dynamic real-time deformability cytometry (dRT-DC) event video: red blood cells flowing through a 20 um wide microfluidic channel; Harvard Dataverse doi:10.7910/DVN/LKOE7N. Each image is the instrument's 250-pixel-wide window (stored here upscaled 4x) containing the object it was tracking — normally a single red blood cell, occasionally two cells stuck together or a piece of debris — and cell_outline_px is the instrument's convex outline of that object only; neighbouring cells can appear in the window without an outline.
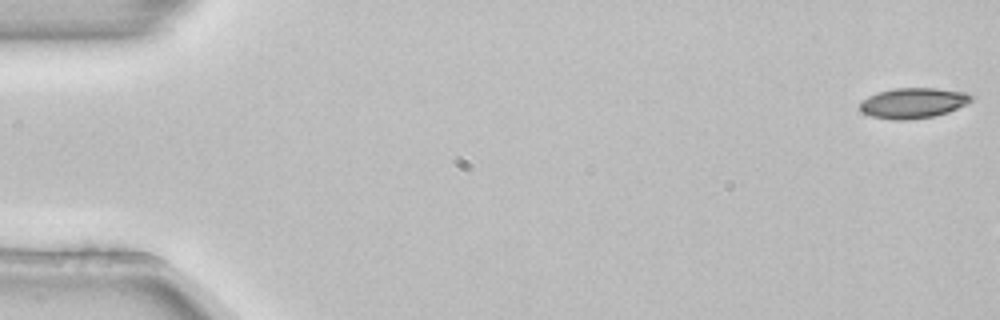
{"species": "common noctule bat (a hibernating species)", "species_latin": "Nyctalus noctula", "temperature_condition": "room temperature", "stored_images_in_passage": 3, "camera_frame_rate_fps": 3000, "um_per_image_px": 0.085, "animal": {"sex": "female", "body_mass_g": 22.7, "forearm_length_mm": 54.2}, "frame": {"image": 1, "passage_image": 1, "time_ms": 0.0, "image_size_px": [1000, 320], "cell_outline_px": [[976, 96], [972, 100], [948, 112], [932, 116], [908, 120], [892, 120], [872, 116], [864, 112], [860, 108], [860, 100], [876, 92], [892, 88], [936, 88], [964, 92]], "centroid_in_image_um": [77.59, 8.74], "position_along_channel_um": 7.4, "area_um2": 19.71}}